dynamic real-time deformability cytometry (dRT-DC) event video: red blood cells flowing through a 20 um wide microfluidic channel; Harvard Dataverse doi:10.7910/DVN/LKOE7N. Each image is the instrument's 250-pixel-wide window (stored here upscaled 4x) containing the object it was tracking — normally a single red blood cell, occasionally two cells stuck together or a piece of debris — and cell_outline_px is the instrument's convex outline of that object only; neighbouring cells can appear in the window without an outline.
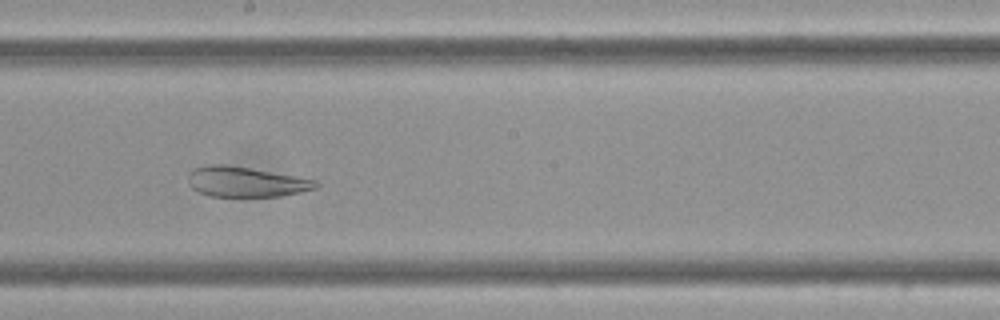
{"species": "Egyptian fruit bat (a non-hibernating species)", "species_latin": "Rousettus aegyptiacus", "temperature_condition": "cold", "stored_images_in_passage": 6, "camera_frame_rate_fps": 3000, "um_per_image_px": 0.085, "frame": {"image": 1, "passage_image": 5, "time_ms": 1.333, "image_size_px": [1000, 320], "cell_outline_px": [[320, 184], [316, 188], [300, 192], [280, 196], [208, 196], [192, 188], [188, 176], [192, 168], [208, 164], [228, 164], [316, 180]], "centroid_in_image_um": [20.88, 15.44], "position_along_channel_um": 227.3, "area_um2": 22.31}}